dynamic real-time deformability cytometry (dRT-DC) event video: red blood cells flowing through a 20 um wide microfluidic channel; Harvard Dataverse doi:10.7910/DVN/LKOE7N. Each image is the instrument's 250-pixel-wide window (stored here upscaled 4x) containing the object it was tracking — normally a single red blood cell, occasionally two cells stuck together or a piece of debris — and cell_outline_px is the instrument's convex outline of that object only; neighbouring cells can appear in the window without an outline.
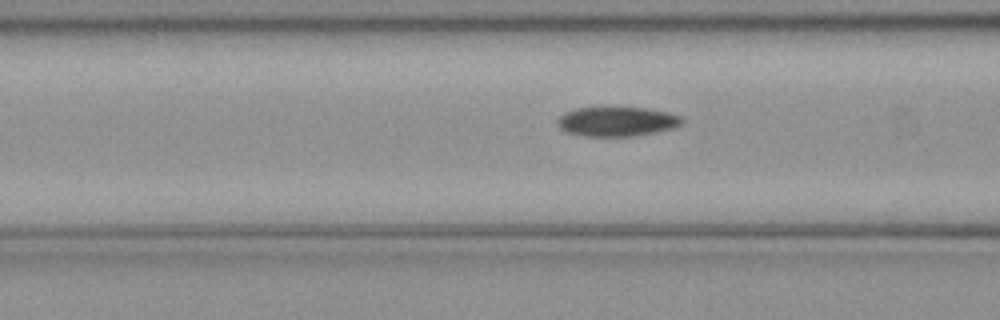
{"species": "common noctule bat (a hibernating species)", "species_latin": "Nyctalus noctula", "temperature_condition": "cold", "stored_images_in_passage": 23, "camera_frame_rate_fps": 3000, "um_per_image_px": 0.085, "animal": {"sex": "female", "body_mass_g": 21.9}, "frame": {"image": 1, "passage_image": 17, "time_ms": 5.333, "image_size_px": [1000, 320], "cell_outline_px": [[684, 124], [676, 128], [656, 132], [632, 136], [584, 136], [568, 132], [560, 128], [556, 124], [556, 120], [564, 112], [576, 108], [604, 104], [644, 108], [668, 112], [680, 116], [684, 120]], "centroid_in_image_um": [52.43, 10.28], "position_along_channel_um": 114.2, "area_um2": 22.43}}